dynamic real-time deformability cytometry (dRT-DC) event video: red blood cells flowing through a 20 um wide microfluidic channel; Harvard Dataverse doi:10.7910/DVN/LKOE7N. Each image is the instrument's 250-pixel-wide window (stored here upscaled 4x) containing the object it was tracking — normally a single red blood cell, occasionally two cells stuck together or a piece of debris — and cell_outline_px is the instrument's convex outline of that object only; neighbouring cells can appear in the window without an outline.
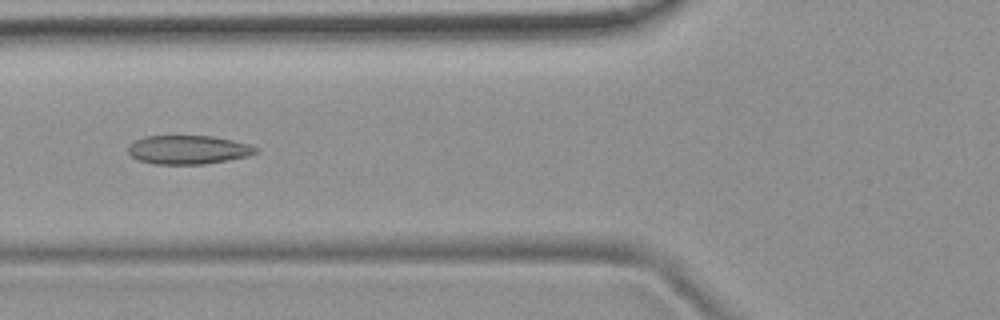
{"species": "common noctule bat (a hibernating species)", "species_latin": "Nyctalus noctula", "temperature_condition": "room temperature", "stored_images_in_passage": 52, "camera_frame_rate_fps": 3000, "um_per_image_px": 0.085, "animal": {"sex": "female", "body_mass_g": 19.9}, "frame": {"image": 1, "passage_image": 20, "time_ms": 6.333, "image_size_px": [1000, 320], "cell_outline_px": [[260, 152], [248, 156], [228, 160], [204, 164], [156, 164], [140, 160], [132, 156], [128, 152], [128, 144], [144, 136], [212, 136], [232, 140], [248, 144], [260, 148]], "centroid_in_image_um": [16.03, 12.72], "position_along_channel_um": 109.8, "area_um2": 21.44}}
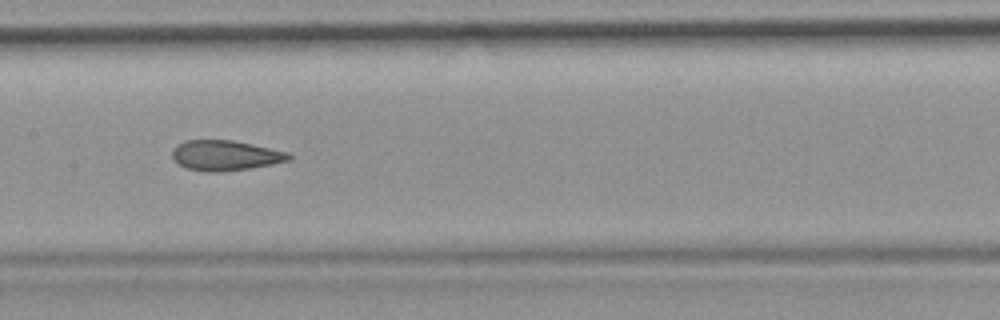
{"frame": {"image": 2, "passage_image": 26, "time_ms": 8.333, "image_size_px": [1000, 320], "cell_outline_px": [[292, 160], [272, 164], [248, 168], [220, 172], [204, 172], [188, 168], [180, 164], [172, 156], [172, 148], [176, 144], [184, 140], [232, 140], [252, 144], [288, 152], [292, 156]], "centroid_in_image_um": [19.15, 13.2], "position_along_channel_um": 188.3, "area_um2": 20.52}}
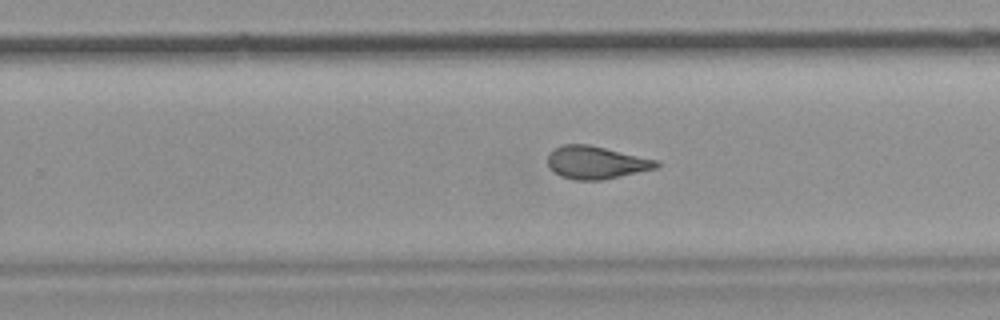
{"frame": {"image": 3, "passage_image": 33, "time_ms": 10.667, "image_size_px": [1000, 320], "cell_outline_px": [[660, 164], [656, 168], [600, 180], [576, 180], [560, 176], [552, 172], [548, 168], [548, 156], [552, 148], [564, 144], [588, 144], [660, 160]], "centroid_in_image_um": [50.63, 13.8], "position_along_channel_um": 279.2, "area_um2": 20.87}, "authors_computed_cell_mechanics": {"area_um2": 21.5594, "velocity_mm_per_s": 3.922, "shape_relaxation_time_tau1_ms": null, "shape_relaxation_time_tau2_ms": 1.6034, "deformation_change_tau1": null, "deformation_change_tau2": 0.0813}}